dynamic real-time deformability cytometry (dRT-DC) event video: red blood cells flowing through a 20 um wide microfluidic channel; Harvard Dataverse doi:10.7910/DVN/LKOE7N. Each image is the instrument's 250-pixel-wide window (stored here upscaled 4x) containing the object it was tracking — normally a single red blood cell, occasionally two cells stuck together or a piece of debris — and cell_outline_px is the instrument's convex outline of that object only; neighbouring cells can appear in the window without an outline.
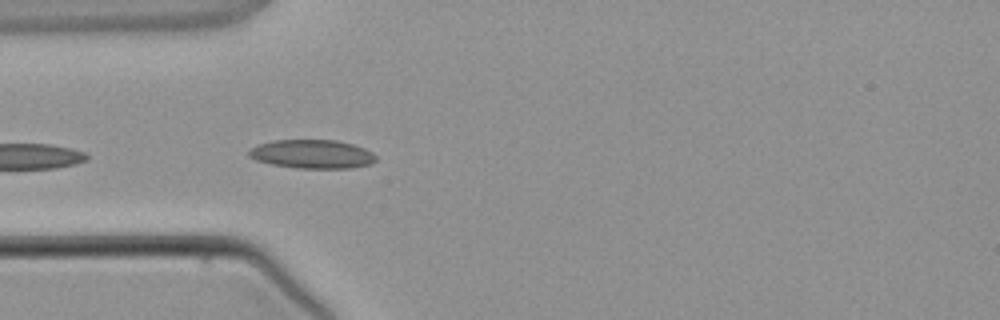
{"species": "common noctule bat (a hibernating species)", "species_latin": "Nyctalus noctula", "temperature_condition": "warm", "stored_images_in_passage": 3, "camera_frame_rate_fps": 3000, "um_per_image_px": 0.085, "animal": {"sex": "male", "body_mass_g": 21.5, "forearm_length_mm": 52.0}, "frame": {"image": 1, "passage_image": 3, "time_ms": 2.667, "image_size_px": [1000, 320], "cell_outline_px": [[376, 160], [372, 164], [352, 168], [296, 168], [272, 164], [256, 160], [248, 156], [248, 152], [256, 144], [272, 140], [336, 140], [352, 144], [364, 148], [372, 152], [376, 156]], "centroid_in_image_um": [26.53, 13.1], "position_along_channel_um": 58.5, "area_um2": 21.39}}